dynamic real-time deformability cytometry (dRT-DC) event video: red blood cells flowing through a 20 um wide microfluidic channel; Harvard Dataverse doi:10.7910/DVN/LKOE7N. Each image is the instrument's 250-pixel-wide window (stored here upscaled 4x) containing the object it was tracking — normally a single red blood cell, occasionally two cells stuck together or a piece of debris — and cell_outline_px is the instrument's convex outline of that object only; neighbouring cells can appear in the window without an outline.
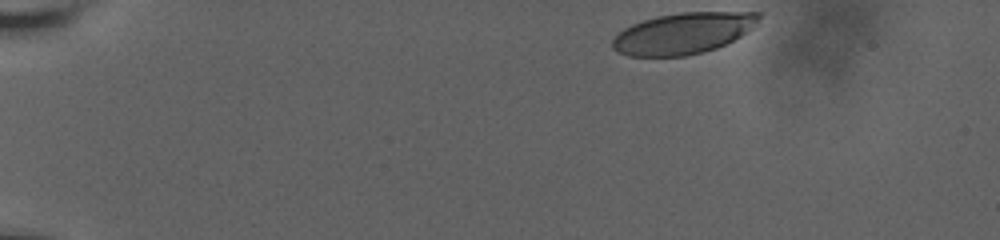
{"species": "human", "species_latin": "Homo sapiens", "temperature_condition": "room temperature", "stored_images_in_passage": 11, "camera_frame_rate_fps": 3000, "um_per_image_px": 0.085, "donor": {"sex": "male"}, "frame": {"image": 1, "passage_image": 1, "time_ms": 0.0, "image_size_px": [1000, 240], "cell_outline_px": [[764, 12], [740, 36], [716, 48], [684, 56], [628, 56], [612, 48], [612, 40], [624, 28], [632, 24], [656, 16], [680, 12]], "centroid_in_image_um": [58.01, 2.82], "position_along_channel_um": 27.0, "area_um2": 34.51}}
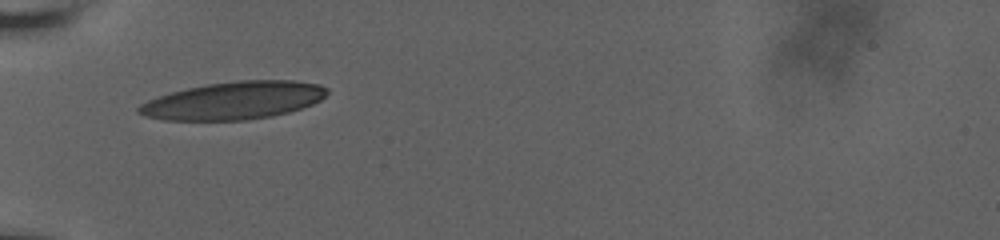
{"frame": {"image": 2, "passage_image": 10, "time_ms": 4.0, "image_size_px": [1000, 240], "cell_outline_px": [[328, 92], [320, 100], [312, 104], [288, 112], [272, 116], [244, 120], [160, 120], [144, 116], [136, 112], [136, 108], [140, 104], [148, 100], [172, 92], [188, 88], [208, 84], [236, 80], [296, 80], [320, 84], [328, 88]], "centroid_in_image_um": [19.86, 8.54], "position_along_channel_um": 65.1, "area_um2": 41.38}}